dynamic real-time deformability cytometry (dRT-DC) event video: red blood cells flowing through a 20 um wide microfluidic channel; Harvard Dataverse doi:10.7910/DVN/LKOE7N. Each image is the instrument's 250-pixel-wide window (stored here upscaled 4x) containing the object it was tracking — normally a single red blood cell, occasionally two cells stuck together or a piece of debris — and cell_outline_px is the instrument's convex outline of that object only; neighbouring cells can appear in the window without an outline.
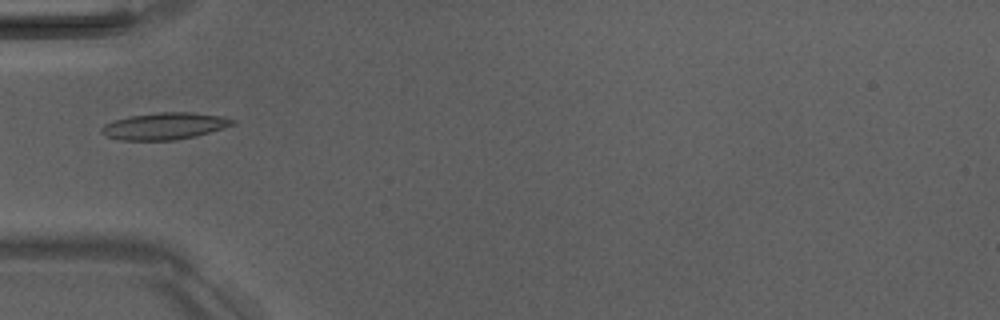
{"species": "Egyptian fruit bat (a non-hibernating species)", "species_latin": "Rousettus aegyptiacus", "temperature_condition": "room temperature", "stored_images_in_passage": 5, "camera_frame_rate_fps": 3000, "um_per_image_px": 0.085, "animal": {"sex": "male"}, "frame": {"image": 1, "passage_image": 4, "time_ms": 4.667, "image_size_px": [1000, 320], "cell_outline_px": [[236, 124], [224, 128], [196, 136], [176, 140], [120, 140], [108, 136], [100, 132], [100, 128], [104, 124], [112, 120], [128, 116], [156, 112], [192, 112], [224, 116], [236, 120]], "centroid_in_image_um": [14.01, 10.7], "position_along_channel_um": 71.0, "area_um2": 20.81}}